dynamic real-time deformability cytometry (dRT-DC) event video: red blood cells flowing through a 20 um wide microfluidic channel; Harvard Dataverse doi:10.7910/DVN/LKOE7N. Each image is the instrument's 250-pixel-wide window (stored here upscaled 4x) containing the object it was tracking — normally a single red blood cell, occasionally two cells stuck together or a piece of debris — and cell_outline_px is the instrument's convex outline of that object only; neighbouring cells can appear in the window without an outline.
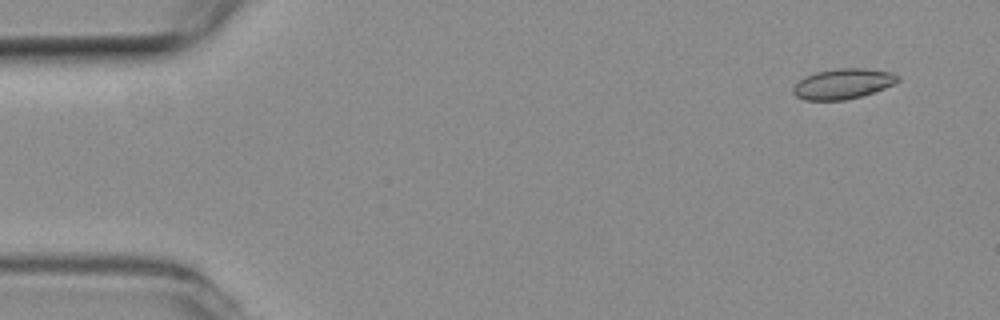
{"species": "common noctule bat (a hibernating species)", "species_latin": "Nyctalus noctula", "temperature_condition": "room temperature", "stored_images_in_passage": 4, "camera_frame_rate_fps": 3000, "um_per_image_px": 0.085, "animal": {"sex": "female", "body_mass_g": 19.3, "forearm_length_mm": 54.1}, "frame": {"image": 1, "passage_image": 1, "time_ms": 0.0, "image_size_px": [1000, 320], "cell_outline_px": [[900, 80], [884, 88], [860, 96], [844, 100], [804, 100], [796, 96], [792, 92], [792, 88], [804, 76], [816, 72], [836, 68], [864, 68], [892, 72], [900, 76]], "centroid_in_image_um": [71.63, 7.11], "position_along_channel_um": 13.4, "area_um2": 18.44}}
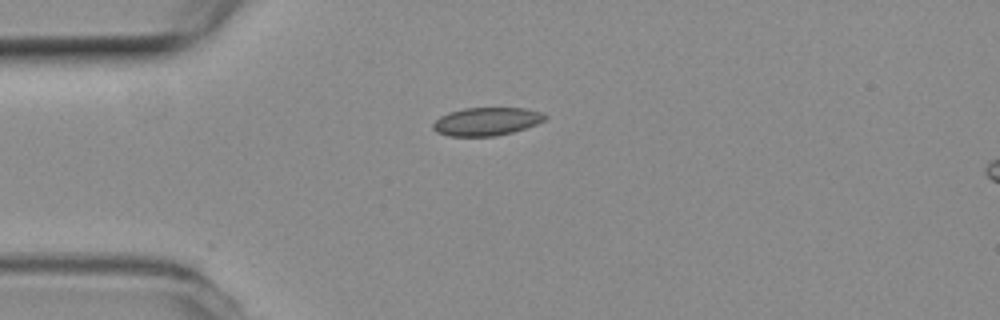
{"frame": {"image": 2, "passage_image": 4, "time_ms": 1.0, "image_size_px": [1000, 320], "cell_outline_px": [[548, 116], [544, 120], [536, 124], [512, 132], [496, 136], [448, 136], [436, 132], [432, 128], [432, 124], [440, 116], [448, 112], [464, 108], [524, 108], [544, 112]], "centroid_in_image_um": [41.34, 10.32], "position_along_channel_um": 43.7, "area_um2": 18.44}}